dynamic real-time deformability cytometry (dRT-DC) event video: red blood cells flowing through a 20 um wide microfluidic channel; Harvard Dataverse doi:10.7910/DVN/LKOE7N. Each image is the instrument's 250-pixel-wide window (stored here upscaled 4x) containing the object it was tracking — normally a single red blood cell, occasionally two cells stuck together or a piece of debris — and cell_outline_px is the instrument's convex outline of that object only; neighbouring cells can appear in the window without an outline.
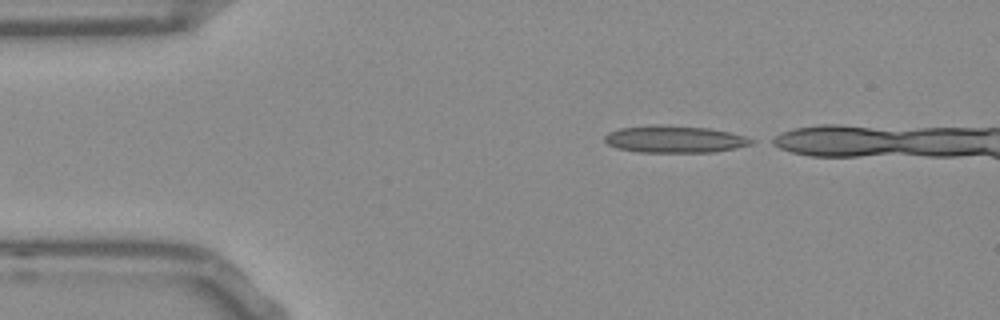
{"species": "Egyptian fruit bat (a non-hibernating species)", "species_latin": "Rousettus aegyptiacus", "temperature_condition": "room temperature", "stored_images_in_passage": 7, "camera_frame_rate_fps": 3000, "um_per_image_px": 0.085, "frame": {"image": 1, "passage_image": 1, "time_ms": 0.0, "image_size_px": [1000, 320], "cell_outline_px": [[756, 140], [752, 144], [736, 148], [716, 152], [636, 152], [616, 148], [608, 144], [604, 140], [604, 136], [608, 132], [620, 128], [708, 128], [732, 132]], "centroid_in_image_um": [57.41, 11.89], "position_along_channel_um": 27.6, "area_um2": 22.08}}